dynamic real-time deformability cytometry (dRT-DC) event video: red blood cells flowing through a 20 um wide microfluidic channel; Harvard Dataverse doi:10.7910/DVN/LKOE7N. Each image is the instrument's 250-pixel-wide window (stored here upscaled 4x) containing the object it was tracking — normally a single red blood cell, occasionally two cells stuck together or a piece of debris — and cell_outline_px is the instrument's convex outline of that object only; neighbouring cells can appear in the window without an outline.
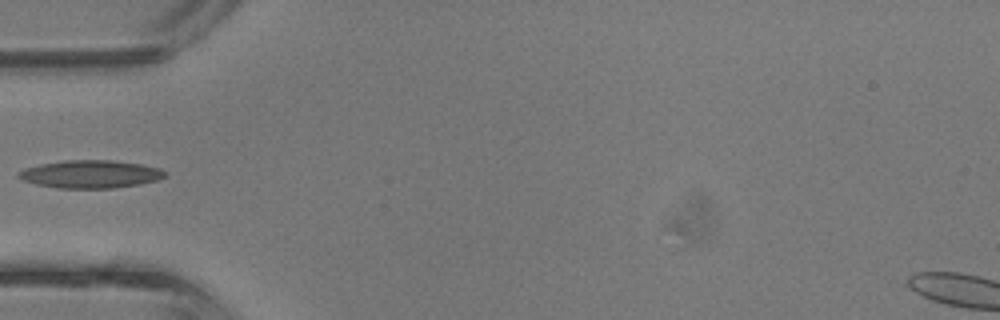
{"species": "common noctule bat (a hibernating species)", "species_latin": "Nyctalus noctula", "temperature_condition": "room temperature", "stored_images_in_passage": 4, "camera_frame_rate_fps": 3000, "um_per_image_px": 0.085, "animal": {"sex": "male", "body_mass_g": 13.3}, "frame": {"image": 1, "passage_image": 4, "time_ms": 1.0, "image_size_px": [1000, 320], "cell_outline_px": [[168, 172], [164, 176], [156, 180], [140, 184], [112, 188], [56, 188], [36, 184], [24, 180], [16, 176], [24, 168], [64, 160], [112, 160], [140, 164], [160, 168]], "centroid_in_image_um": [7.71, 14.8], "position_along_channel_um": 77.3, "area_um2": 23.58}}